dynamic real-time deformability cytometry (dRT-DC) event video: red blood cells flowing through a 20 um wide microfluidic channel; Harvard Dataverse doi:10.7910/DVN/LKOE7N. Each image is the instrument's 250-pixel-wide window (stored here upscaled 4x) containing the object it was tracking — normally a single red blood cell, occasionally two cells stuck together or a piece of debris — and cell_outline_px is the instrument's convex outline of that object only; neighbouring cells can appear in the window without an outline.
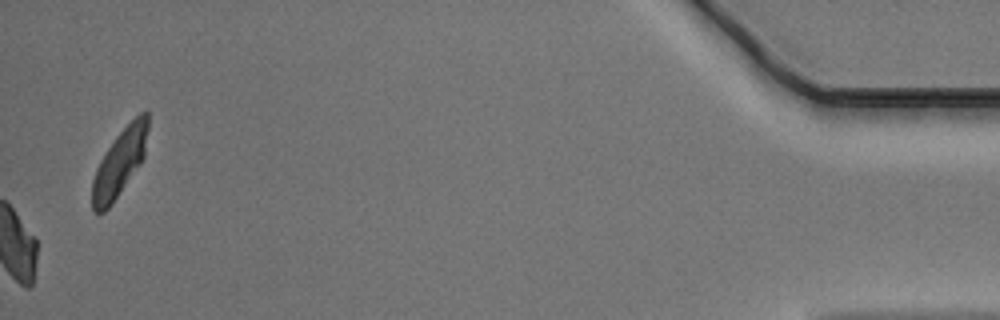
{"species": "Egyptian fruit bat (a non-hibernating species)", "species_latin": "Rousettus aegyptiacus", "temperature_condition": "warm", "stored_images_in_passage": 48, "camera_frame_rate_fps": 3000, "um_per_image_px": 0.085, "animal": {"sex": "male"}, "frame": {"image": 1, "passage_image": 48, "time_ms": 15.667, "image_size_px": [1000, 320], "cell_outline_px": [[148, 128], [144, 156], [140, 164], [112, 204], [104, 212], [96, 212], [92, 208], [92, 180], [96, 168], [100, 160], [116, 136], [140, 112], [148, 112]], "centroid_in_image_um": [10.16, 13.84], "position_along_channel_um": 425.0, "area_um2": 21.44}}